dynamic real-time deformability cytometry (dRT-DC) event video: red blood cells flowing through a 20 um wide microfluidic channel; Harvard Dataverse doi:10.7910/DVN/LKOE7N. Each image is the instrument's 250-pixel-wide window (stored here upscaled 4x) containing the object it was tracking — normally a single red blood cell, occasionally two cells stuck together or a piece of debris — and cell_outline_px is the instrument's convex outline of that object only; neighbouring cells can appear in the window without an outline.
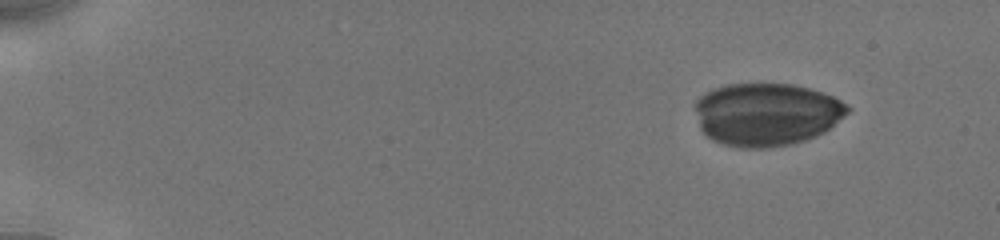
{"species": "human", "species_latin": "Homo sapiens", "temperature_condition": "cold", "stored_images_in_passage": 8, "camera_frame_rate_fps": 3000, "um_per_image_px": 0.085, "donor": {"sex": "male"}, "frame": {"image": 1, "passage_image": 1, "time_ms": 0.0, "image_size_px": [1000, 240], "cell_outline_px": [[852, 108], [848, 112], [824, 132], [816, 136], [792, 144], [768, 148], [740, 148], [724, 144], [712, 140], [700, 128], [696, 108], [696, 100], [704, 92], [712, 88], [724, 84], [792, 84], [808, 88], [832, 96], [840, 100]], "centroid_in_image_um": [65.13, 9.71], "position_along_channel_um": 19.9, "area_um2": 55.78}}
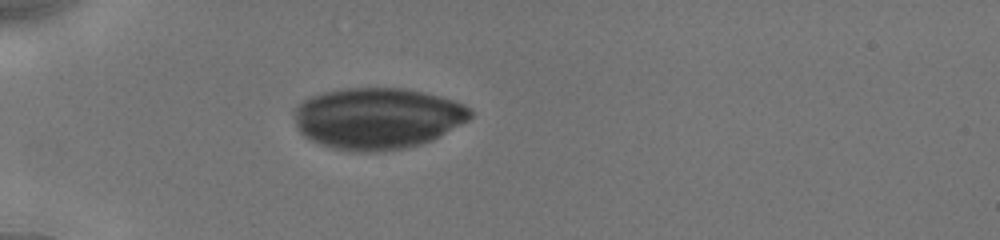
{"frame": {"image": 2, "passage_image": 5, "time_ms": 3.667, "image_size_px": [1000, 240], "cell_outline_px": [[472, 116], [468, 120], [440, 136], [432, 140], [408, 148], [380, 152], [356, 152], [336, 148], [320, 144], [304, 136], [300, 132], [296, 124], [292, 112], [292, 108], [296, 104], [308, 96], [324, 92], [344, 88], [404, 88], [424, 92], [440, 96], [464, 104], [472, 112]], "centroid_in_image_um": [32.04, 10.05], "position_along_channel_um": 53.0, "area_um2": 63.46}}